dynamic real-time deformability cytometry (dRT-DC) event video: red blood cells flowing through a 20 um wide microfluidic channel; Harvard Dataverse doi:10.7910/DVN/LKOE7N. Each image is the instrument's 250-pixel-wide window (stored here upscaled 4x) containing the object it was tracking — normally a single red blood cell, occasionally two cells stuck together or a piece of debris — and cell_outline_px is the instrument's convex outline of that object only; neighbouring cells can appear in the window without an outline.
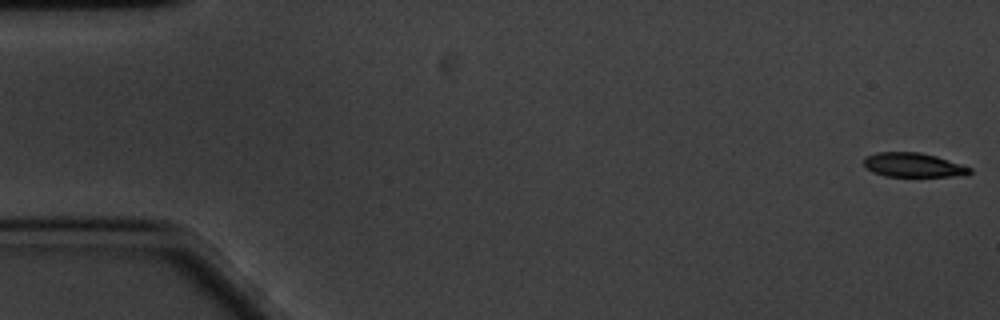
{"species": "common noctule bat (a hibernating species)", "species_latin": "Nyctalus noctula", "temperature_condition": "cold", "stored_images_in_passage": 53, "camera_frame_rate_fps": 3000, "um_per_image_px": 0.085, "animal": {"sex": "male", "body_mass_g": 20.1, "forearm_length_mm": 53.5}, "frame": {"image": 1, "passage_image": 1, "time_ms": 0.0, "image_size_px": [1000, 320], "cell_outline_px": [[972, 172], [968, 176], [884, 176], [872, 172], [864, 164], [864, 156], [876, 152], [920, 152], [936, 156], [972, 168]], "centroid_in_image_um": [77.64, 14.02], "position_along_channel_um": 7.4, "area_um2": 15.03}}
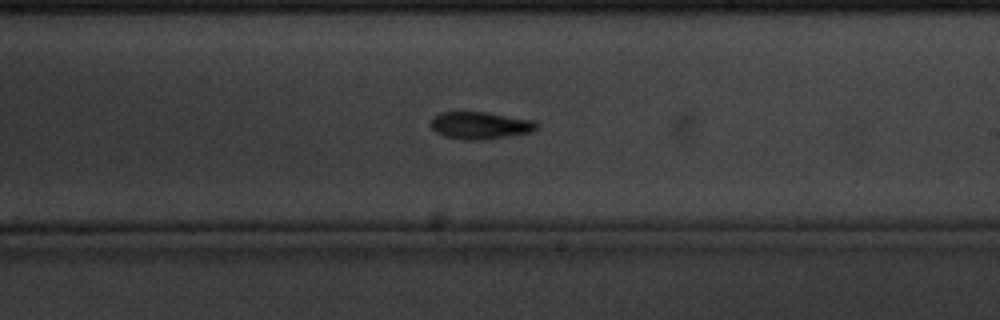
{"frame": {"image": 2, "passage_image": 34, "time_ms": 11.0, "image_size_px": [1000, 320], "cell_outline_px": [[540, 124], [532, 132], [480, 140], [468, 140], [444, 136], [436, 132], [432, 128], [432, 120], [440, 112], [484, 112], [536, 120]], "centroid_in_image_um": [40.86, 10.65], "position_along_channel_um": 248.1, "area_um2": 16.65}}
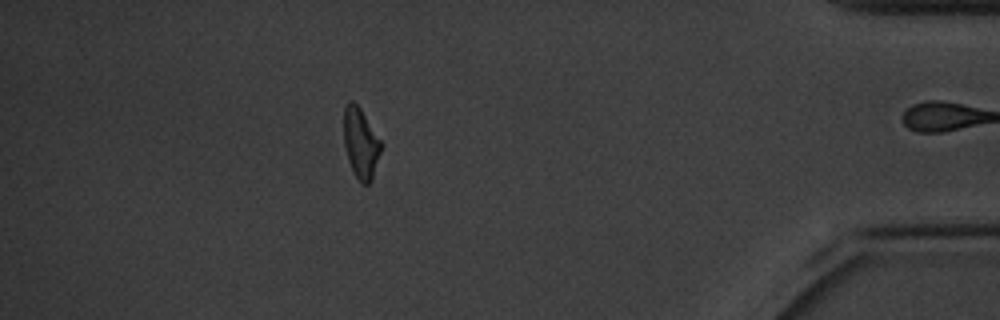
{"frame": {"image": 3, "passage_image": 52, "time_ms": 17.0, "image_size_px": [1000, 320], "cell_outline_px": [[384, 144], [372, 180], [368, 184], [360, 184], [348, 160], [344, 144], [344, 108], [348, 100], [352, 100], [360, 108]], "centroid_in_image_um": [30.69, 12.17], "position_along_channel_um": 404.5, "area_um2": 15.49}, "authors_computed_cell_mechanics": {"area_um2": 16.5308, "velocity_mm_per_s": 3.4005, "shape_relaxation_time_tau1_ms": 2.5446, "shape_relaxation_time_tau2_ms": 5.5066, "deformation_change_tau1": 0.1441, "deformation_change_tau2": 0.1474}}